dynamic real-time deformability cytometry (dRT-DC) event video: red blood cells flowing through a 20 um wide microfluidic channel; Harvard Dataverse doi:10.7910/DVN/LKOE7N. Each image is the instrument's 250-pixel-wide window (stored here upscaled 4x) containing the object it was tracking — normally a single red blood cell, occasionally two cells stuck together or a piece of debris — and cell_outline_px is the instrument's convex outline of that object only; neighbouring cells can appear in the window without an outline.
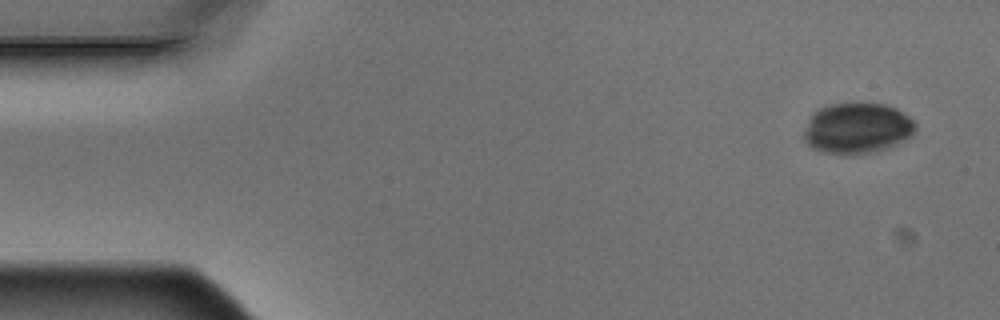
{"species": "Egyptian fruit bat (a non-hibernating species)", "species_latin": "Rousettus aegyptiacus", "temperature_condition": "warm", "stored_images_in_passage": 8, "camera_frame_rate_fps": 3000, "um_per_image_px": 0.085, "animal": {"sex": "male"}, "frame": {"image": 1, "passage_image": 1, "time_ms": 0.0, "image_size_px": [1000, 320], "cell_outline_px": [[916, 128], [912, 136], [904, 140], [876, 152], [852, 156], [824, 152], [812, 148], [804, 140], [804, 132], [808, 116], [812, 112], [820, 108], [832, 104], [848, 100], [860, 100], [884, 104], [896, 108], [908, 116], [916, 124]], "centroid_in_image_um": [72.83, 10.86], "position_along_channel_um": 12.2, "area_um2": 34.1}}
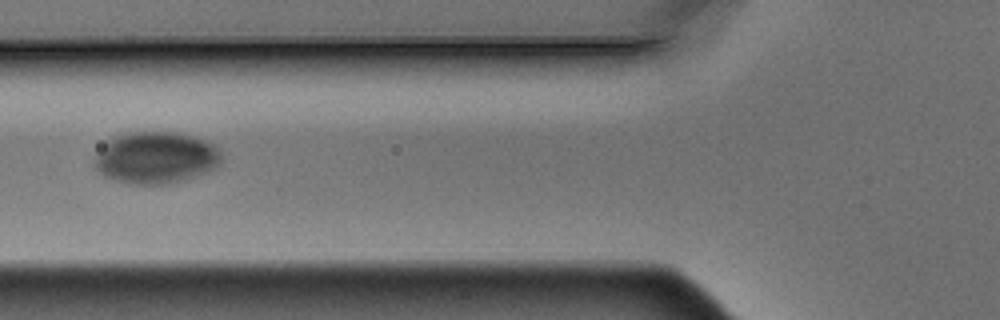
{"frame": {"image": 2, "passage_image": 6, "time_ms": 1.667, "image_size_px": [1000, 320], "cell_outline_px": [[220, 164], [216, 168], [208, 172], [184, 180], [164, 184], [128, 184], [104, 176], [96, 168], [96, 156], [104, 144], [112, 136], [132, 132], [176, 132], [196, 136], [208, 140], [220, 152]], "centroid_in_image_um": [13.28, 13.4], "position_along_channel_um": 112.5, "area_um2": 38.38}}
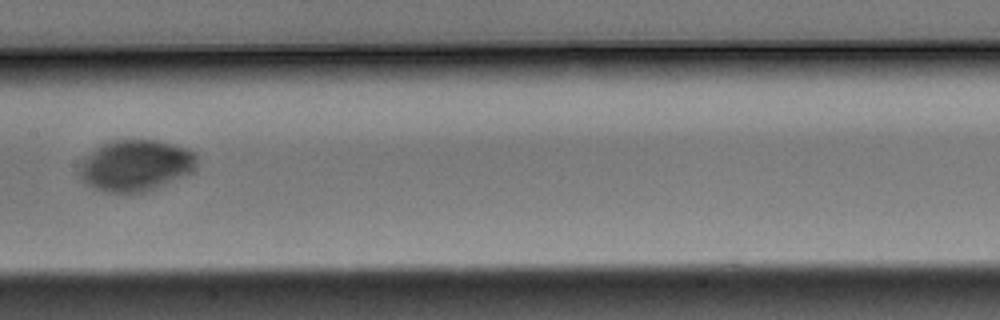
{"frame": {"image": 3, "passage_image": 8, "time_ms": 2.333, "image_size_px": [1000, 320], "cell_outline_px": [[196, 168], [188, 172], [152, 188], [140, 192], [108, 192], [96, 188], [80, 180], [80, 168], [92, 152], [96, 148], [108, 140], [156, 140], [176, 144], [188, 148], [196, 152]], "centroid_in_image_um": [11.54, 14.02], "position_along_channel_um": 195.9, "area_um2": 34.16}}